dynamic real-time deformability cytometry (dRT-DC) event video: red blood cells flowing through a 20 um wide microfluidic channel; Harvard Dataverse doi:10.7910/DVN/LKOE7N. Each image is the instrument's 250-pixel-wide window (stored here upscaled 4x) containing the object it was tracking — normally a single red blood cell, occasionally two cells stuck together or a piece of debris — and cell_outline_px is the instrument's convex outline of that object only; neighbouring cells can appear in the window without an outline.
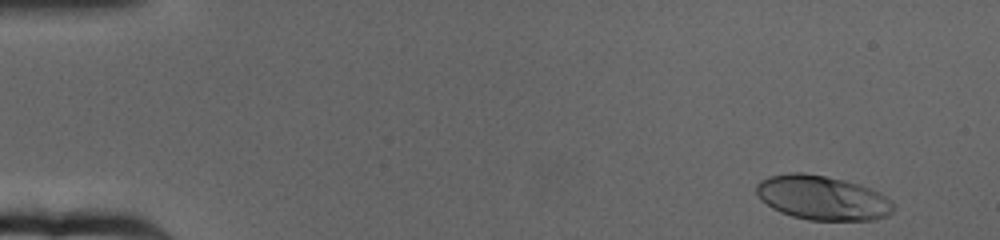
{"species": "human", "species_latin": "Homo sapiens", "temperature_condition": "cold", "stored_images_in_passage": 63, "camera_frame_rate_fps": 3000, "um_per_image_px": 0.085, "donor": {"sex": "female"}, "frame": {"image": 1, "passage_image": 3, "time_ms": 0.667, "image_size_px": [1000, 240], "cell_outline_px": [[896, 208], [888, 216], [872, 220], [808, 220], [792, 216], [780, 212], [772, 208], [760, 200], [756, 192], [756, 184], [760, 180], [768, 176], [788, 172], [804, 172], [844, 180], [868, 188], [892, 200], [896, 204]], "centroid_in_image_um": [69.88, 16.82], "position_along_channel_um": 15.1, "area_um2": 35.6}}
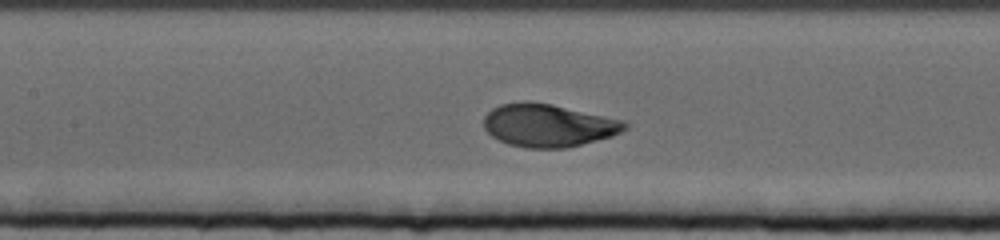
{"frame": {"image": 2, "passage_image": 29, "time_ms": 9.333, "image_size_px": [1000, 240], "cell_outline_px": [[628, 128], [612, 136], [564, 148], [524, 148], [508, 144], [492, 136], [484, 128], [484, 116], [492, 108], [500, 104], [524, 100], [528, 100], [552, 104], [624, 120], [628, 124]], "centroid_in_image_um": [46.58, 10.64], "position_along_channel_um": 160.8, "area_um2": 35.32}}
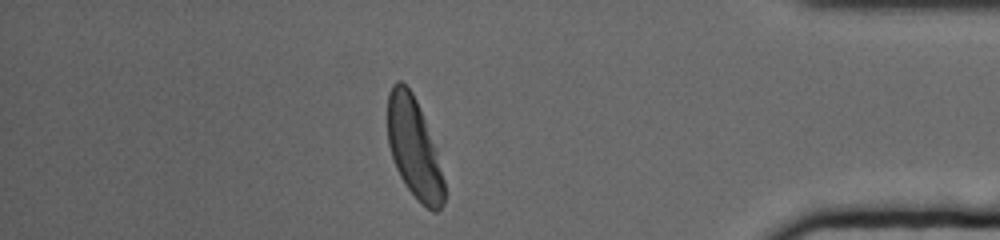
{"frame": {"image": 3, "passage_image": 55, "time_ms": 18.0, "image_size_px": [1000, 240], "cell_outline_px": [[444, 204], [436, 212], [432, 212], [416, 200], [400, 176], [396, 168], [388, 144], [388, 92], [392, 84], [396, 80], [400, 80], [412, 92], [420, 108], [436, 148], [444, 180]], "centroid_in_image_um": [35.2, 12.6], "position_along_channel_um": 400.0, "area_um2": 32.95}, "authors_computed_cell_mechanics": {"area_um2": 35.0846, "velocity_mm_per_s": 3.1271, "shape_relaxation_time_tau1_ms": 3.0581, "shape_relaxation_time_tau2_ms": null, "deformation_change_tau1": 0.186, "deformation_change_tau2": null}}